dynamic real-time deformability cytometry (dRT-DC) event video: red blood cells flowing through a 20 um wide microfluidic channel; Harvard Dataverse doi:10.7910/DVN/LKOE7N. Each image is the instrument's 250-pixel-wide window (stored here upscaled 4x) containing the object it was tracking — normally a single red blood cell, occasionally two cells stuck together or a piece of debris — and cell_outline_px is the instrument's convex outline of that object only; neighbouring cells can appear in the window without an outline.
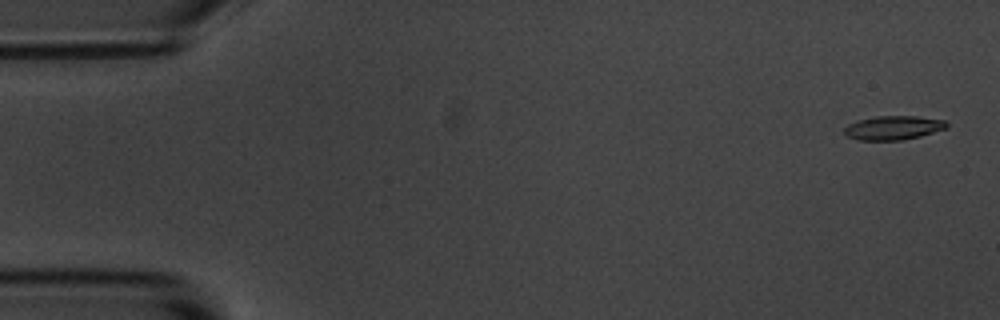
{"species": "common noctule bat (a hibernating species)", "species_latin": "Nyctalus noctula", "temperature_condition": "room temperature", "stored_images_in_passage": 55, "camera_frame_rate_fps": 3000, "um_per_image_px": 0.085, "animal": {"sex": "male", "body_mass_g": 20.1, "forearm_length_mm": 53.5}, "frame": {"image": 1, "passage_image": 2, "time_ms": 0.333, "image_size_px": [1000, 320], "cell_outline_px": [[948, 128], [920, 136], [904, 140], [860, 140], [844, 136], [844, 128], [848, 124], [860, 120], [876, 116], [916, 116], [944, 120], [948, 124]], "centroid_in_image_um": [75.93, 10.87], "position_along_channel_um": 9.1, "area_um2": 14.33}}
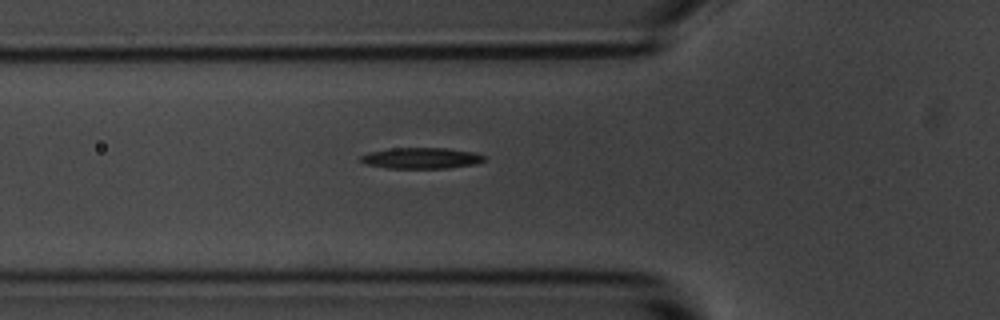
{"frame": {"image": 2, "passage_image": 19, "time_ms": 6.0, "image_size_px": [1000, 320], "cell_outline_px": [[484, 160], [480, 164], [448, 168], [388, 168], [368, 164], [360, 160], [360, 156], [368, 152], [392, 148], [448, 148], [472, 152], [484, 156]], "centroid_in_image_um": [35.84, 13.44], "position_along_channel_um": 90.0, "area_um2": 15.09}}
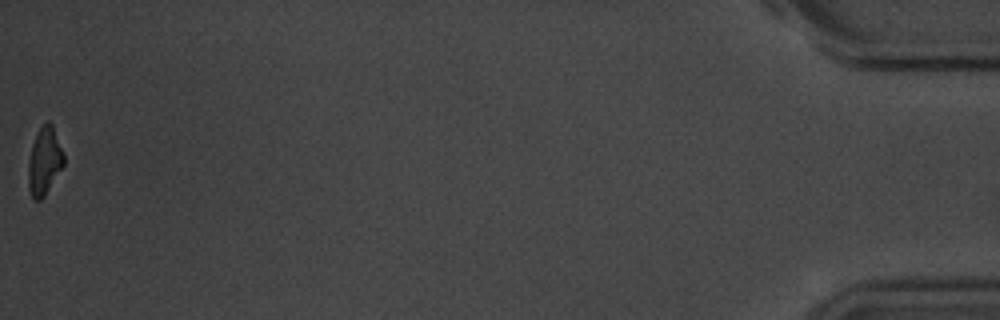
{"frame": {"image": 3, "passage_image": 55, "time_ms": 18.0, "image_size_px": [1000, 320], "cell_outline_px": [[64, 164], [44, 196], [40, 200], [32, 200], [28, 188], [28, 160], [32, 144], [40, 128], [48, 120], [52, 124], [64, 156]], "centroid_in_image_um": [3.75, 13.73], "position_along_channel_um": 431.5, "area_um2": 13.81}, "authors_computed_cell_mechanics": {"area_um2": 14.6812, "velocity_mm_per_s": 3.6623, "shape_relaxation_time_tau1_ms": 2.992, "shape_relaxation_time_tau2_ms": null, "deformation_change_tau1": 0.1314, "deformation_change_tau2": null}}